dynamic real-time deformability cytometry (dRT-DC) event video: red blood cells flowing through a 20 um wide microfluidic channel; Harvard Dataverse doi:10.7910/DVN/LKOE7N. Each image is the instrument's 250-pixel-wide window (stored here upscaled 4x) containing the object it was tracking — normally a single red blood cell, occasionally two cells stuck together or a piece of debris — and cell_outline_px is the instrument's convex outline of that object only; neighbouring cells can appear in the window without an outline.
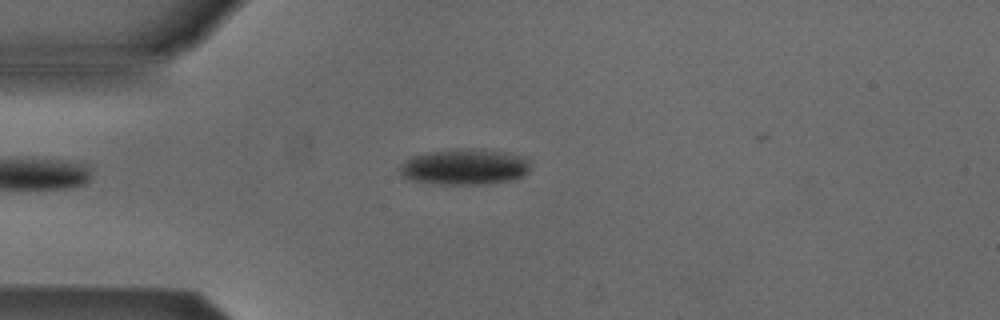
{"species": "Egyptian fruit bat (a non-hibernating species)", "species_latin": "Rousettus aegyptiacus", "temperature_condition": "cold", "stored_images_in_passage": 4, "camera_frame_rate_fps": 3000, "um_per_image_px": 0.085, "animal": {"sex": "male"}, "frame": {"image": 1, "passage_image": 4, "time_ms": 1.0, "image_size_px": [1000, 320], "cell_outline_px": [[528, 172], [524, 176], [512, 180], [484, 184], [428, 184], [408, 180], [396, 168], [400, 164], [412, 156], [428, 152], [456, 148], [480, 148], [504, 152], [524, 156], [528, 160]], "centroid_in_image_um": [39.45, 14.18], "position_along_channel_um": 45.6, "area_um2": 27.8}}